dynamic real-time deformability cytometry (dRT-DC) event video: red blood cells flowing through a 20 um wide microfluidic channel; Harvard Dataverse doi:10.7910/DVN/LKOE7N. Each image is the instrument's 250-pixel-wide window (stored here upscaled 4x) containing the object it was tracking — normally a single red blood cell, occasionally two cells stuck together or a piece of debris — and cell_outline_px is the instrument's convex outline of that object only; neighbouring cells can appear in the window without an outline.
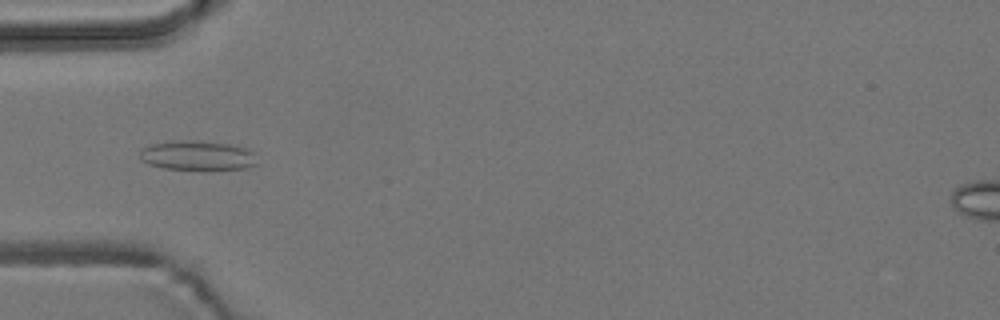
{"species": "common noctule bat (a hibernating species)", "species_latin": "Nyctalus noctula", "temperature_condition": "room temperature", "stored_images_in_passage": 7, "camera_frame_rate_fps": 3000, "um_per_image_px": 0.085, "animal": {"sex": "male", "body_mass_g": 19.2, "forearm_length_mm": 51.8}, "frame": {"image": 1, "passage_image": 4, "time_ms": 4.333, "image_size_px": [1000, 320], "cell_outline_px": [[256, 164], [248, 168], [164, 168], [148, 164], [140, 160], [140, 152], [144, 148], [152, 144], [172, 140], [200, 140], [228, 144], [248, 148], [252, 152]], "centroid_in_image_um": [16.74, 13.18], "position_along_channel_um": 68.3, "area_um2": 19.77}}
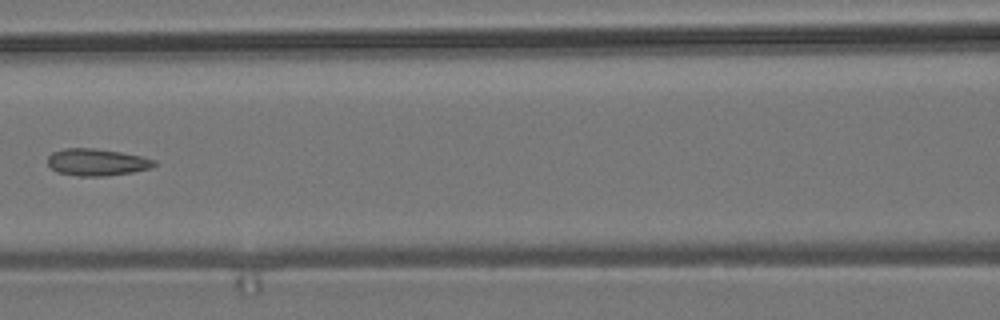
{"frame": {"image": 2, "passage_image": 6, "time_ms": 6.667, "image_size_px": [1000, 320], "cell_outline_px": [[156, 164], [148, 168], [132, 172], [104, 176], [76, 176], [56, 172], [48, 164], [48, 156], [52, 152], [64, 148], [92, 148], [120, 152], [140, 156], [156, 160]], "centroid_in_image_um": [8.18, 13.79], "position_along_channel_um": 158.4, "area_um2": 16.65}}
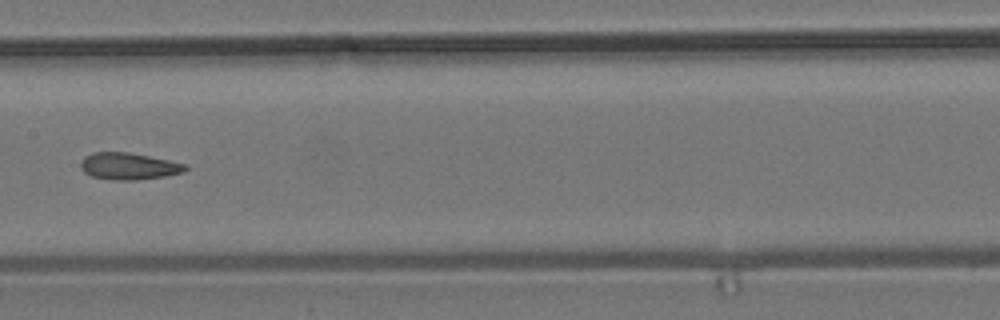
{"frame": {"image": 3, "passage_image": 7, "time_ms": 7.667, "image_size_px": [1000, 320], "cell_outline_px": [[188, 168], [184, 172], [164, 176], [136, 180], [112, 180], [92, 176], [84, 172], [80, 168], [80, 160], [84, 156], [92, 152], [128, 152], [188, 164]], "centroid_in_image_um": [10.92, 14.12], "position_along_channel_um": 196.5, "area_um2": 16.47}}